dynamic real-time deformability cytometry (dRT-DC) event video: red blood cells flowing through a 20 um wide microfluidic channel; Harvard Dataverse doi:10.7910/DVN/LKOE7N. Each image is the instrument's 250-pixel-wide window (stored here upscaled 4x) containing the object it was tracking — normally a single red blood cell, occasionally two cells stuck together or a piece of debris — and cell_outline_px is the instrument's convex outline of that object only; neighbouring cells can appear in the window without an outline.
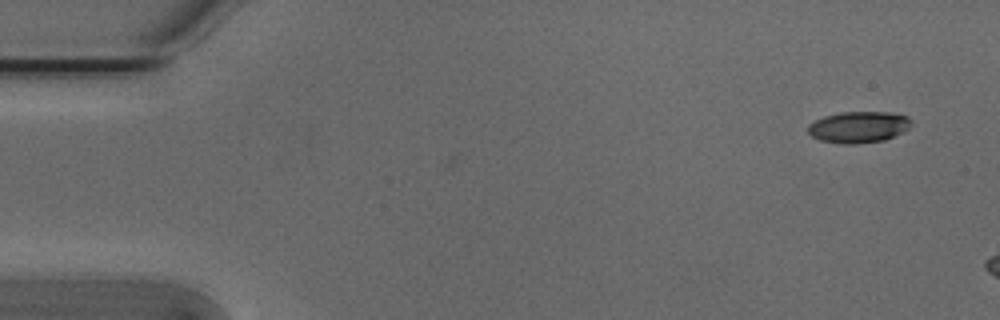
{"species": "Egyptian fruit bat (a non-hibernating species)", "species_latin": "Rousettus aegyptiacus", "temperature_condition": "cold", "stored_images_in_passage": 2, "camera_frame_rate_fps": 3000, "um_per_image_px": 0.085, "animal": {"sex": "male"}, "frame": {"image": 1, "passage_image": 2, "time_ms": 0.333, "image_size_px": [1000, 320], "cell_outline_px": [[912, 124], [904, 132], [884, 140], [856, 144], [840, 144], [820, 140], [812, 136], [808, 132], [808, 124], [824, 116], [840, 112], [888, 112], [908, 116], [912, 120]], "centroid_in_image_um": [72.99, 10.8], "position_along_channel_um": 12.0, "area_um2": 19.02}}